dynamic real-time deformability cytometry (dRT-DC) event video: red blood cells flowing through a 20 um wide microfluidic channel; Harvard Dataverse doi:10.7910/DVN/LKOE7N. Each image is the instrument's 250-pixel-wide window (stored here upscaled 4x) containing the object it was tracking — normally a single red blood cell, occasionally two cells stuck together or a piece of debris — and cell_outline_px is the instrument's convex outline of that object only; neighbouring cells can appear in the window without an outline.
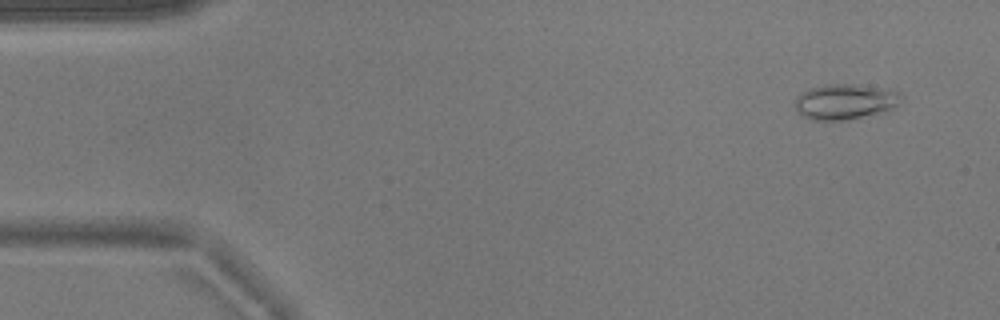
{"species": "common noctule bat (a hibernating species)", "species_latin": "Nyctalus noctula", "temperature_condition": "warm", "stored_images_in_passage": 53, "camera_frame_rate_fps": 3000, "um_per_image_px": 0.085, "animal": {"sex": "male", "body_mass_g": 17.9}, "frame": {"image": 1, "passage_image": 4, "time_ms": 1.0, "image_size_px": [1000, 320], "cell_outline_px": [[904, 96], [892, 108], [884, 112], [848, 120], [808, 120], [796, 112], [796, 96], [800, 92], [808, 88], [832, 84], [856, 84], [892, 88], [900, 92]], "centroid_in_image_um": [71.84, 8.63], "position_along_channel_um": 13.2, "area_um2": 22.43}}
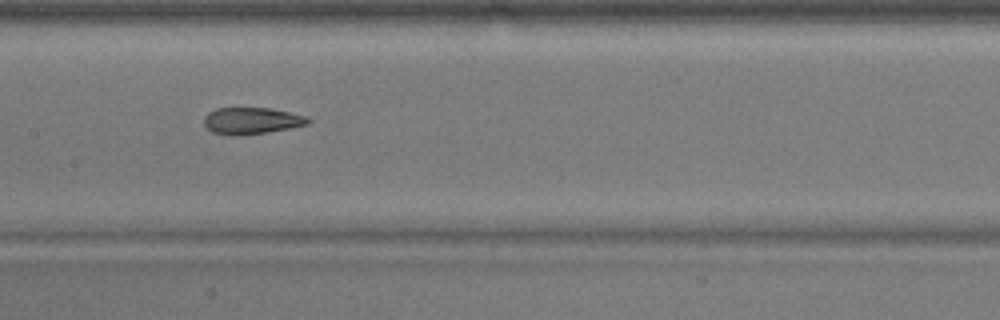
{"frame": {"image": 2, "passage_image": 26, "time_ms": 8.333, "image_size_px": [1000, 320], "cell_outline_px": [[312, 120], [308, 124], [268, 132], [236, 136], [232, 136], [212, 132], [204, 124], [204, 116], [208, 112], [216, 108], [268, 108], [288, 112], [304, 116]], "centroid_in_image_um": [21.34, 10.27], "position_along_channel_um": 186.1, "area_um2": 16.07}}
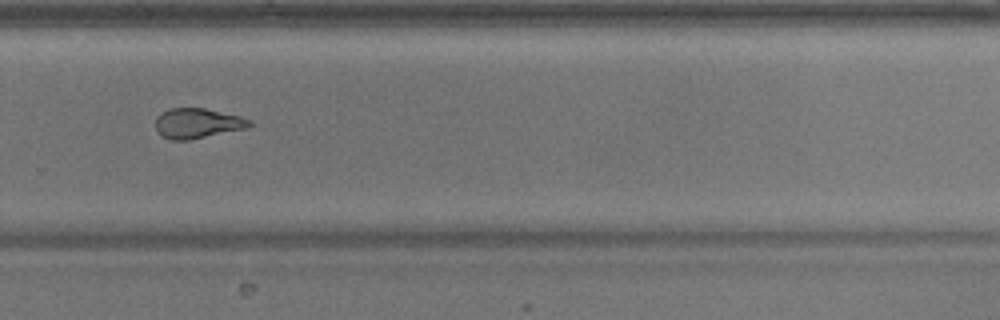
{"frame": {"image": 3, "passage_image": 36, "time_ms": 11.667, "image_size_px": [1000, 320], "cell_outline_px": [[252, 124], [244, 128], [188, 140], [172, 140], [160, 136], [156, 132], [156, 116], [168, 108], [204, 108], [240, 116], [252, 120]], "centroid_in_image_um": [16.72, 10.47], "position_along_channel_um": 313.1, "area_um2": 16.36}, "authors_computed_cell_mechanics": {"area_um2": 17.9758, "velocity_mm_per_s": 3.8275, "shape_relaxation_time_tau1_ms": 8.6563, "shape_relaxation_time_tau2_ms": 2.274, "deformation_change_tau1": 0.2301, "deformation_change_tau2": 0.0839}}